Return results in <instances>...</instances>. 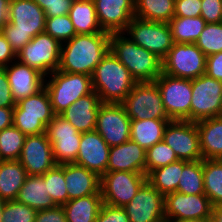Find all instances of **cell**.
Instances as JSON below:
<instances>
[{
    "label": "cell",
    "mask_w": 222,
    "mask_h": 222,
    "mask_svg": "<svg viewBox=\"0 0 222 222\" xmlns=\"http://www.w3.org/2000/svg\"><path fill=\"white\" fill-rule=\"evenodd\" d=\"M109 33L75 35L61 44L58 70L92 76L95 67L109 51Z\"/></svg>",
    "instance_id": "1"
},
{
    "label": "cell",
    "mask_w": 222,
    "mask_h": 222,
    "mask_svg": "<svg viewBox=\"0 0 222 222\" xmlns=\"http://www.w3.org/2000/svg\"><path fill=\"white\" fill-rule=\"evenodd\" d=\"M46 16L33 0H11L10 22L2 33L18 54L36 35L45 32Z\"/></svg>",
    "instance_id": "2"
},
{
    "label": "cell",
    "mask_w": 222,
    "mask_h": 222,
    "mask_svg": "<svg viewBox=\"0 0 222 222\" xmlns=\"http://www.w3.org/2000/svg\"><path fill=\"white\" fill-rule=\"evenodd\" d=\"M124 35V32L110 34L109 51L129 70L136 82L155 81L162 74V60Z\"/></svg>",
    "instance_id": "3"
},
{
    "label": "cell",
    "mask_w": 222,
    "mask_h": 222,
    "mask_svg": "<svg viewBox=\"0 0 222 222\" xmlns=\"http://www.w3.org/2000/svg\"><path fill=\"white\" fill-rule=\"evenodd\" d=\"M91 79L92 88L102 103H122L136 83L111 51L95 67Z\"/></svg>",
    "instance_id": "4"
},
{
    "label": "cell",
    "mask_w": 222,
    "mask_h": 222,
    "mask_svg": "<svg viewBox=\"0 0 222 222\" xmlns=\"http://www.w3.org/2000/svg\"><path fill=\"white\" fill-rule=\"evenodd\" d=\"M54 116L50 96L43 87L36 94L16 103L13 109V126L25 135H38L46 132V127Z\"/></svg>",
    "instance_id": "5"
},
{
    "label": "cell",
    "mask_w": 222,
    "mask_h": 222,
    "mask_svg": "<svg viewBox=\"0 0 222 222\" xmlns=\"http://www.w3.org/2000/svg\"><path fill=\"white\" fill-rule=\"evenodd\" d=\"M44 87L50 96L52 109L55 115H60L77 99L93 91L90 75L53 71Z\"/></svg>",
    "instance_id": "6"
},
{
    "label": "cell",
    "mask_w": 222,
    "mask_h": 222,
    "mask_svg": "<svg viewBox=\"0 0 222 222\" xmlns=\"http://www.w3.org/2000/svg\"><path fill=\"white\" fill-rule=\"evenodd\" d=\"M121 104L131 120L170 119L154 81L136 82Z\"/></svg>",
    "instance_id": "7"
},
{
    "label": "cell",
    "mask_w": 222,
    "mask_h": 222,
    "mask_svg": "<svg viewBox=\"0 0 222 222\" xmlns=\"http://www.w3.org/2000/svg\"><path fill=\"white\" fill-rule=\"evenodd\" d=\"M206 59L195 43H174L162 59V73L193 80L205 74Z\"/></svg>",
    "instance_id": "8"
},
{
    "label": "cell",
    "mask_w": 222,
    "mask_h": 222,
    "mask_svg": "<svg viewBox=\"0 0 222 222\" xmlns=\"http://www.w3.org/2000/svg\"><path fill=\"white\" fill-rule=\"evenodd\" d=\"M125 32L138 46L156 54L161 60L174 45L170 26L165 22H154L134 16Z\"/></svg>",
    "instance_id": "9"
},
{
    "label": "cell",
    "mask_w": 222,
    "mask_h": 222,
    "mask_svg": "<svg viewBox=\"0 0 222 222\" xmlns=\"http://www.w3.org/2000/svg\"><path fill=\"white\" fill-rule=\"evenodd\" d=\"M61 44L46 32L39 33L18 54L16 60L49 77L60 65Z\"/></svg>",
    "instance_id": "10"
},
{
    "label": "cell",
    "mask_w": 222,
    "mask_h": 222,
    "mask_svg": "<svg viewBox=\"0 0 222 222\" xmlns=\"http://www.w3.org/2000/svg\"><path fill=\"white\" fill-rule=\"evenodd\" d=\"M222 116V81L203 74L192 80L190 121Z\"/></svg>",
    "instance_id": "11"
},
{
    "label": "cell",
    "mask_w": 222,
    "mask_h": 222,
    "mask_svg": "<svg viewBox=\"0 0 222 222\" xmlns=\"http://www.w3.org/2000/svg\"><path fill=\"white\" fill-rule=\"evenodd\" d=\"M147 181L144 173L129 171L106 172L100 177V192L103 203L124 207Z\"/></svg>",
    "instance_id": "12"
},
{
    "label": "cell",
    "mask_w": 222,
    "mask_h": 222,
    "mask_svg": "<svg viewBox=\"0 0 222 222\" xmlns=\"http://www.w3.org/2000/svg\"><path fill=\"white\" fill-rule=\"evenodd\" d=\"M162 95V101L171 120L190 121L192 80L162 73L154 81Z\"/></svg>",
    "instance_id": "13"
},
{
    "label": "cell",
    "mask_w": 222,
    "mask_h": 222,
    "mask_svg": "<svg viewBox=\"0 0 222 222\" xmlns=\"http://www.w3.org/2000/svg\"><path fill=\"white\" fill-rule=\"evenodd\" d=\"M164 206L167 222L209 219L213 211V205L206 194L186 195L177 191L164 196Z\"/></svg>",
    "instance_id": "14"
},
{
    "label": "cell",
    "mask_w": 222,
    "mask_h": 222,
    "mask_svg": "<svg viewBox=\"0 0 222 222\" xmlns=\"http://www.w3.org/2000/svg\"><path fill=\"white\" fill-rule=\"evenodd\" d=\"M46 134L56 164L74 163L82 133L61 115H55L46 127Z\"/></svg>",
    "instance_id": "15"
},
{
    "label": "cell",
    "mask_w": 222,
    "mask_h": 222,
    "mask_svg": "<svg viewBox=\"0 0 222 222\" xmlns=\"http://www.w3.org/2000/svg\"><path fill=\"white\" fill-rule=\"evenodd\" d=\"M163 141L174 150L179 160H203L196 122L170 121L165 129Z\"/></svg>",
    "instance_id": "16"
},
{
    "label": "cell",
    "mask_w": 222,
    "mask_h": 222,
    "mask_svg": "<svg viewBox=\"0 0 222 222\" xmlns=\"http://www.w3.org/2000/svg\"><path fill=\"white\" fill-rule=\"evenodd\" d=\"M130 126L131 119L121 103H101L95 130L109 147L128 141Z\"/></svg>",
    "instance_id": "17"
},
{
    "label": "cell",
    "mask_w": 222,
    "mask_h": 222,
    "mask_svg": "<svg viewBox=\"0 0 222 222\" xmlns=\"http://www.w3.org/2000/svg\"><path fill=\"white\" fill-rule=\"evenodd\" d=\"M123 208L128 215L129 222H167L164 195L148 181Z\"/></svg>",
    "instance_id": "18"
},
{
    "label": "cell",
    "mask_w": 222,
    "mask_h": 222,
    "mask_svg": "<svg viewBox=\"0 0 222 222\" xmlns=\"http://www.w3.org/2000/svg\"><path fill=\"white\" fill-rule=\"evenodd\" d=\"M19 162L28 175H43L56 165L51 142L45 133L26 135Z\"/></svg>",
    "instance_id": "19"
},
{
    "label": "cell",
    "mask_w": 222,
    "mask_h": 222,
    "mask_svg": "<svg viewBox=\"0 0 222 222\" xmlns=\"http://www.w3.org/2000/svg\"><path fill=\"white\" fill-rule=\"evenodd\" d=\"M101 29L109 34L124 32L135 15V0H93Z\"/></svg>",
    "instance_id": "20"
},
{
    "label": "cell",
    "mask_w": 222,
    "mask_h": 222,
    "mask_svg": "<svg viewBox=\"0 0 222 222\" xmlns=\"http://www.w3.org/2000/svg\"><path fill=\"white\" fill-rule=\"evenodd\" d=\"M109 150L110 147L96 130L83 132L74 163L101 177L106 173Z\"/></svg>",
    "instance_id": "21"
},
{
    "label": "cell",
    "mask_w": 222,
    "mask_h": 222,
    "mask_svg": "<svg viewBox=\"0 0 222 222\" xmlns=\"http://www.w3.org/2000/svg\"><path fill=\"white\" fill-rule=\"evenodd\" d=\"M12 97L17 103L20 99L36 94L44 87L45 76L34 68L18 60L4 67Z\"/></svg>",
    "instance_id": "22"
},
{
    "label": "cell",
    "mask_w": 222,
    "mask_h": 222,
    "mask_svg": "<svg viewBox=\"0 0 222 222\" xmlns=\"http://www.w3.org/2000/svg\"><path fill=\"white\" fill-rule=\"evenodd\" d=\"M146 150L129 139L121 145L112 146L106 172L129 171L145 174Z\"/></svg>",
    "instance_id": "23"
},
{
    "label": "cell",
    "mask_w": 222,
    "mask_h": 222,
    "mask_svg": "<svg viewBox=\"0 0 222 222\" xmlns=\"http://www.w3.org/2000/svg\"><path fill=\"white\" fill-rule=\"evenodd\" d=\"M101 103L99 96L93 90L90 94L77 99L60 115L81 133L94 131Z\"/></svg>",
    "instance_id": "24"
},
{
    "label": "cell",
    "mask_w": 222,
    "mask_h": 222,
    "mask_svg": "<svg viewBox=\"0 0 222 222\" xmlns=\"http://www.w3.org/2000/svg\"><path fill=\"white\" fill-rule=\"evenodd\" d=\"M64 177L68 201L92 194H101L100 177L83 166L75 163L64 164Z\"/></svg>",
    "instance_id": "25"
},
{
    "label": "cell",
    "mask_w": 222,
    "mask_h": 222,
    "mask_svg": "<svg viewBox=\"0 0 222 222\" xmlns=\"http://www.w3.org/2000/svg\"><path fill=\"white\" fill-rule=\"evenodd\" d=\"M203 159H222V116L196 122Z\"/></svg>",
    "instance_id": "26"
},
{
    "label": "cell",
    "mask_w": 222,
    "mask_h": 222,
    "mask_svg": "<svg viewBox=\"0 0 222 222\" xmlns=\"http://www.w3.org/2000/svg\"><path fill=\"white\" fill-rule=\"evenodd\" d=\"M16 200L36 211L51 209L57 206L49 196L46 182L41 175H27Z\"/></svg>",
    "instance_id": "27"
},
{
    "label": "cell",
    "mask_w": 222,
    "mask_h": 222,
    "mask_svg": "<svg viewBox=\"0 0 222 222\" xmlns=\"http://www.w3.org/2000/svg\"><path fill=\"white\" fill-rule=\"evenodd\" d=\"M27 175L19 160H0V197L16 200Z\"/></svg>",
    "instance_id": "28"
},
{
    "label": "cell",
    "mask_w": 222,
    "mask_h": 222,
    "mask_svg": "<svg viewBox=\"0 0 222 222\" xmlns=\"http://www.w3.org/2000/svg\"><path fill=\"white\" fill-rule=\"evenodd\" d=\"M171 119L131 120L130 139L145 150L163 141L167 124Z\"/></svg>",
    "instance_id": "29"
},
{
    "label": "cell",
    "mask_w": 222,
    "mask_h": 222,
    "mask_svg": "<svg viewBox=\"0 0 222 222\" xmlns=\"http://www.w3.org/2000/svg\"><path fill=\"white\" fill-rule=\"evenodd\" d=\"M68 15L77 35L107 33L98 23L93 0H73Z\"/></svg>",
    "instance_id": "30"
},
{
    "label": "cell",
    "mask_w": 222,
    "mask_h": 222,
    "mask_svg": "<svg viewBox=\"0 0 222 222\" xmlns=\"http://www.w3.org/2000/svg\"><path fill=\"white\" fill-rule=\"evenodd\" d=\"M102 205L101 194H92L69 200L62 207L67 222H96Z\"/></svg>",
    "instance_id": "31"
},
{
    "label": "cell",
    "mask_w": 222,
    "mask_h": 222,
    "mask_svg": "<svg viewBox=\"0 0 222 222\" xmlns=\"http://www.w3.org/2000/svg\"><path fill=\"white\" fill-rule=\"evenodd\" d=\"M187 163V161L178 160L154 169L147 175V181L164 196L176 192L183 167Z\"/></svg>",
    "instance_id": "32"
},
{
    "label": "cell",
    "mask_w": 222,
    "mask_h": 222,
    "mask_svg": "<svg viewBox=\"0 0 222 222\" xmlns=\"http://www.w3.org/2000/svg\"><path fill=\"white\" fill-rule=\"evenodd\" d=\"M175 0H135L138 18L168 23L174 17Z\"/></svg>",
    "instance_id": "33"
},
{
    "label": "cell",
    "mask_w": 222,
    "mask_h": 222,
    "mask_svg": "<svg viewBox=\"0 0 222 222\" xmlns=\"http://www.w3.org/2000/svg\"><path fill=\"white\" fill-rule=\"evenodd\" d=\"M174 43H195L206 26L201 17H173L168 22Z\"/></svg>",
    "instance_id": "34"
},
{
    "label": "cell",
    "mask_w": 222,
    "mask_h": 222,
    "mask_svg": "<svg viewBox=\"0 0 222 222\" xmlns=\"http://www.w3.org/2000/svg\"><path fill=\"white\" fill-rule=\"evenodd\" d=\"M204 192L213 207L222 205V159H203Z\"/></svg>",
    "instance_id": "35"
},
{
    "label": "cell",
    "mask_w": 222,
    "mask_h": 222,
    "mask_svg": "<svg viewBox=\"0 0 222 222\" xmlns=\"http://www.w3.org/2000/svg\"><path fill=\"white\" fill-rule=\"evenodd\" d=\"M177 192L190 194H205L203 177V160L188 162L182 170Z\"/></svg>",
    "instance_id": "36"
},
{
    "label": "cell",
    "mask_w": 222,
    "mask_h": 222,
    "mask_svg": "<svg viewBox=\"0 0 222 222\" xmlns=\"http://www.w3.org/2000/svg\"><path fill=\"white\" fill-rule=\"evenodd\" d=\"M26 135L15 126L0 131V160H18Z\"/></svg>",
    "instance_id": "37"
},
{
    "label": "cell",
    "mask_w": 222,
    "mask_h": 222,
    "mask_svg": "<svg viewBox=\"0 0 222 222\" xmlns=\"http://www.w3.org/2000/svg\"><path fill=\"white\" fill-rule=\"evenodd\" d=\"M46 182L47 192L57 206H63L68 201V193L64 177V164H56L41 175Z\"/></svg>",
    "instance_id": "38"
},
{
    "label": "cell",
    "mask_w": 222,
    "mask_h": 222,
    "mask_svg": "<svg viewBox=\"0 0 222 222\" xmlns=\"http://www.w3.org/2000/svg\"><path fill=\"white\" fill-rule=\"evenodd\" d=\"M178 160L174 150L168 144L164 141L158 142L146 150L145 174L148 175L152 170Z\"/></svg>",
    "instance_id": "39"
},
{
    "label": "cell",
    "mask_w": 222,
    "mask_h": 222,
    "mask_svg": "<svg viewBox=\"0 0 222 222\" xmlns=\"http://www.w3.org/2000/svg\"><path fill=\"white\" fill-rule=\"evenodd\" d=\"M195 44L206 56L221 52L222 22L207 23Z\"/></svg>",
    "instance_id": "40"
},
{
    "label": "cell",
    "mask_w": 222,
    "mask_h": 222,
    "mask_svg": "<svg viewBox=\"0 0 222 222\" xmlns=\"http://www.w3.org/2000/svg\"><path fill=\"white\" fill-rule=\"evenodd\" d=\"M45 32L55 38L60 44L69 41L76 35L68 14L46 18Z\"/></svg>",
    "instance_id": "41"
},
{
    "label": "cell",
    "mask_w": 222,
    "mask_h": 222,
    "mask_svg": "<svg viewBox=\"0 0 222 222\" xmlns=\"http://www.w3.org/2000/svg\"><path fill=\"white\" fill-rule=\"evenodd\" d=\"M37 211L17 200L6 201L1 222H35Z\"/></svg>",
    "instance_id": "42"
},
{
    "label": "cell",
    "mask_w": 222,
    "mask_h": 222,
    "mask_svg": "<svg viewBox=\"0 0 222 222\" xmlns=\"http://www.w3.org/2000/svg\"><path fill=\"white\" fill-rule=\"evenodd\" d=\"M45 12L46 18L69 14L73 0H33Z\"/></svg>",
    "instance_id": "43"
},
{
    "label": "cell",
    "mask_w": 222,
    "mask_h": 222,
    "mask_svg": "<svg viewBox=\"0 0 222 222\" xmlns=\"http://www.w3.org/2000/svg\"><path fill=\"white\" fill-rule=\"evenodd\" d=\"M200 16L206 23L214 24L222 22V0H201Z\"/></svg>",
    "instance_id": "44"
},
{
    "label": "cell",
    "mask_w": 222,
    "mask_h": 222,
    "mask_svg": "<svg viewBox=\"0 0 222 222\" xmlns=\"http://www.w3.org/2000/svg\"><path fill=\"white\" fill-rule=\"evenodd\" d=\"M201 7V0H175L174 17H199Z\"/></svg>",
    "instance_id": "45"
},
{
    "label": "cell",
    "mask_w": 222,
    "mask_h": 222,
    "mask_svg": "<svg viewBox=\"0 0 222 222\" xmlns=\"http://www.w3.org/2000/svg\"><path fill=\"white\" fill-rule=\"evenodd\" d=\"M96 222H129V219L123 207H115L103 203Z\"/></svg>",
    "instance_id": "46"
},
{
    "label": "cell",
    "mask_w": 222,
    "mask_h": 222,
    "mask_svg": "<svg viewBox=\"0 0 222 222\" xmlns=\"http://www.w3.org/2000/svg\"><path fill=\"white\" fill-rule=\"evenodd\" d=\"M16 102L12 97V92L8 82V77L4 67H0V107H15Z\"/></svg>",
    "instance_id": "47"
},
{
    "label": "cell",
    "mask_w": 222,
    "mask_h": 222,
    "mask_svg": "<svg viewBox=\"0 0 222 222\" xmlns=\"http://www.w3.org/2000/svg\"><path fill=\"white\" fill-rule=\"evenodd\" d=\"M35 222H67L62 206L37 211Z\"/></svg>",
    "instance_id": "48"
},
{
    "label": "cell",
    "mask_w": 222,
    "mask_h": 222,
    "mask_svg": "<svg viewBox=\"0 0 222 222\" xmlns=\"http://www.w3.org/2000/svg\"><path fill=\"white\" fill-rule=\"evenodd\" d=\"M205 74L222 81V51L207 56Z\"/></svg>",
    "instance_id": "49"
},
{
    "label": "cell",
    "mask_w": 222,
    "mask_h": 222,
    "mask_svg": "<svg viewBox=\"0 0 222 222\" xmlns=\"http://www.w3.org/2000/svg\"><path fill=\"white\" fill-rule=\"evenodd\" d=\"M16 60V53L12 50L4 34L0 32V67H5Z\"/></svg>",
    "instance_id": "50"
},
{
    "label": "cell",
    "mask_w": 222,
    "mask_h": 222,
    "mask_svg": "<svg viewBox=\"0 0 222 222\" xmlns=\"http://www.w3.org/2000/svg\"><path fill=\"white\" fill-rule=\"evenodd\" d=\"M14 107H0V131L13 125Z\"/></svg>",
    "instance_id": "51"
},
{
    "label": "cell",
    "mask_w": 222,
    "mask_h": 222,
    "mask_svg": "<svg viewBox=\"0 0 222 222\" xmlns=\"http://www.w3.org/2000/svg\"><path fill=\"white\" fill-rule=\"evenodd\" d=\"M10 1L0 0V32L10 22Z\"/></svg>",
    "instance_id": "52"
},
{
    "label": "cell",
    "mask_w": 222,
    "mask_h": 222,
    "mask_svg": "<svg viewBox=\"0 0 222 222\" xmlns=\"http://www.w3.org/2000/svg\"><path fill=\"white\" fill-rule=\"evenodd\" d=\"M212 222H222V205L213 207Z\"/></svg>",
    "instance_id": "53"
},
{
    "label": "cell",
    "mask_w": 222,
    "mask_h": 222,
    "mask_svg": "<svg viewBox=\"0 0 222 222\" xmlns=\"http://www.w3.org/2000/svg\"><path fill=\"white\" fill-rule=\"evenodd\" d=\"M6 203V200H4L2 197H0V222L2 221V212L4 209V205Z\"/></svg>",
    "instance_id": "54"
},
{
    "label": "cell",
    "mask_w": 222,
    "mask_h": 222,
    "mask_svg": "<svg viewBox=\"0 0 222 222\" xmlns=\"http://www.w3.org/2000/svg\"><path fill=\"white\" fill-rule=\"evenodd\" d=\"M182 222H212V219H192V220H185Z\"/></svg>",
    "instance_id": "55"
}]
</instances>
